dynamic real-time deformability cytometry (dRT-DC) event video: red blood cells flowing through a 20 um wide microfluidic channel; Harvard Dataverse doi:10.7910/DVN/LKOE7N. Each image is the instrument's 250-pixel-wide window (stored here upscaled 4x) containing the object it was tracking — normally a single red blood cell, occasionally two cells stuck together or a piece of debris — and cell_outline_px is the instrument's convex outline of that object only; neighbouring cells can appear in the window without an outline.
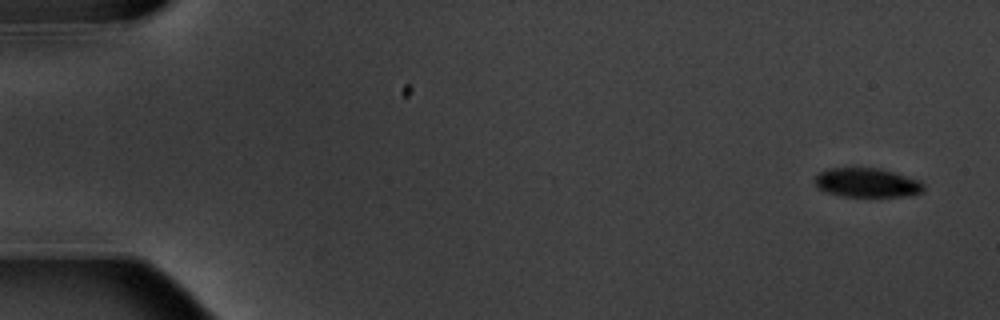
{"species": "common noctule bat (a hibernating species)", "species_latin": "Nyctalus noctula", "temperature_condition": "warm", "stored_images_in_passage": 11, "camera_frame_rate_fps": 3000, "um_per_image_px": 0.085, "animal": {"sex": "male", "body_mass_g": 20.1, "forearm_length_mm": 53.5}, "frame": {"image": 1, "passage_image": 1, "time_ms": 0.0, "image_size_px": [1000, 320], "cell_outline_px": [[924, 192], [908, 196], [840, 196], [824, 192], [816, 188], [812, 180], [812, 176], [828, 168], [880, 168], [920, 180], [924, 184]], "centroid_in_image_um": [73.63, 15.53], "position_along_channel_um": 11.4, "area_um2": 18.9}}
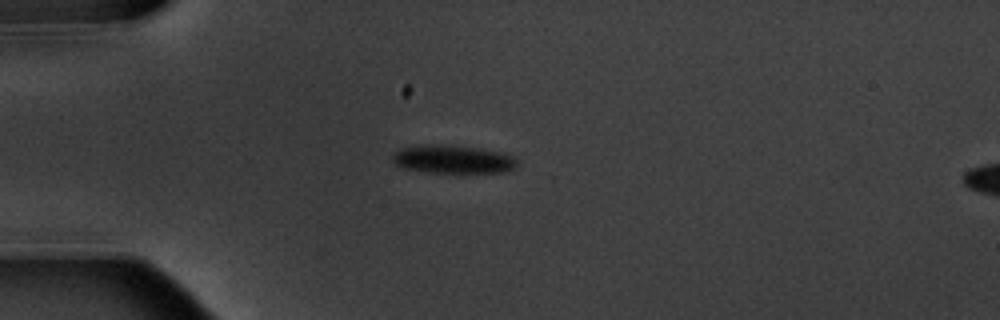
{"frame": {"image": 2, "passage_image": 4, "time_ms": 4.333, "image_size_px": [1000, 320], "cell_outline_px": [[516, 164], [512, 168], [504, 172], [428, 172], [404, 168], [396, 164], [392, 160], [392, 156], [400, 148], [428, 144], [440, 144], [476, 148], [500, 152], [512, 156], [516, 160]], "centroid_in_image_um": [38.45, 13.53], "position_along_channel_um": 46.5, "area_um2": 20.11}}
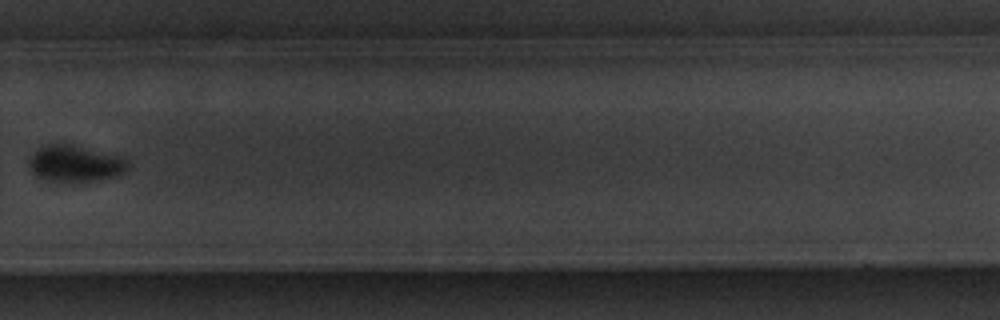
{"frame": {"image": 3, "passage_image": 11, "time_ms": 12.667, "image_size_px": [1000, 320], "cell_outline_px": [[132, 164], [120, 176], [72, 184], [48, 180], [36, 176], [32, 172], [28, 164], [28, 156], [40, 148], [48, 144], [64, 144], [124, 156]], "centroid_in_image_um": [6.42, 13.94], "position_along_channel_um": 323.4, "area_um2": 21.5}}